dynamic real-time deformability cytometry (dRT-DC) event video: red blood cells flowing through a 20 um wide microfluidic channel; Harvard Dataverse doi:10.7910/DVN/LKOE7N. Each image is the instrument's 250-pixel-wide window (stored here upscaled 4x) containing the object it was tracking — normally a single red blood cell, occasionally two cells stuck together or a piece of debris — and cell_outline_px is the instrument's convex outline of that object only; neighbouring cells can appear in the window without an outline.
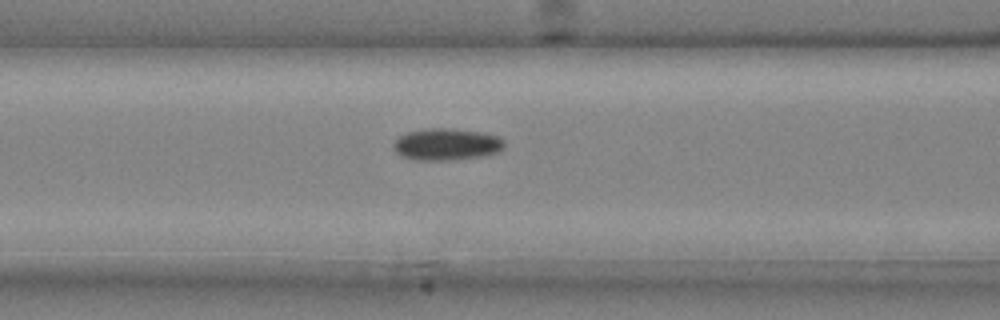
{"species": "common noctule bat (a hibernating species)", "species_latin": "Nyctalus noctula", "temperature_condition": "cold", "stored_images_in_passage": 10, "camera_frame_rate_fps": 3000, "um_per_image_px": 0.085, "animal": {"sex": "male", "body_mass_g": 20.4}, "frame": {"image": 1, "passage_image": 6, "time_ms": 1.667, "image_size_px": [1000, 320], "cell_outline_px": [[504, 148], [496, 152], [480, 156], [456, 160], [412, 160], [400, 156], [392, 148], [392, 144], [400, 136], [408, 132], [428, 128], [448, 128], [484, 132], [500, 136], [504, 140]], "centroid_in_image_um": [37.95, 12.27], "position_along_channel_um": 128.7, "area_um2": 20.81}}
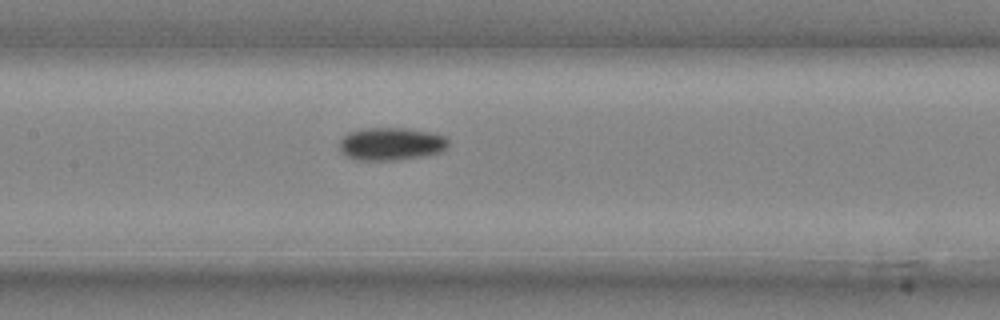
{"frame": {"image": 2, "passage_image": 9, "time_ms": 2.667, "image_size_px": [1000, 320], "cell_outline_px": [[448, 148], [440, 152], [424, 156], [396, 160], [356, 160], [340, 152], [340, 140], [348, 132], [360, 128], [404, 128], [428, 132], [444, 136], [448, 140]], "centroid_in_image_um": [33.23, 12.23], "position_along_channel_um": 174.2, "area_um2": 20.87}}